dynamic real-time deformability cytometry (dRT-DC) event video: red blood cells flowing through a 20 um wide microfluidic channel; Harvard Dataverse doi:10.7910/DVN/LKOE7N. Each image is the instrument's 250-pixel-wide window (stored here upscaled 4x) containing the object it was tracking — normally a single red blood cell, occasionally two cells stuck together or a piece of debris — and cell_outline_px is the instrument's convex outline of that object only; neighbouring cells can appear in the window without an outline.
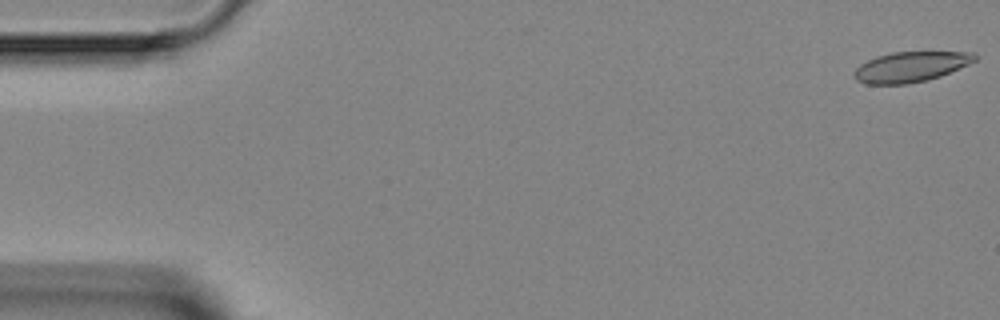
{"species": "Egyptian fruit bat (a non-hibernating species)", "species_latin": "Rousettus aegyptiacus", "temperature_condition": "room temperature", "stored_images_in_passage": 3, "camera_frame_rate_fps": 3000, "um_per_image_px": 0.085, "animal": {"sex": "female"}, "frame": {"image": 1, "passage_image": 1, "time_ms": 0.0, "image_size_px": [1000, 320], "cell_outline_px": [[976, 60], [968, 64], [940, 76], [928, 80], [908, 84], [868, 84], [856, 80], [852, 76], [852, 72], [860, 64], [876, 56], [892, 52], [976, 52]], "centroid_in_image_um": [77.37, 5.68], "position_along_channel_um": 7.6, "area_um2": 21.33}}